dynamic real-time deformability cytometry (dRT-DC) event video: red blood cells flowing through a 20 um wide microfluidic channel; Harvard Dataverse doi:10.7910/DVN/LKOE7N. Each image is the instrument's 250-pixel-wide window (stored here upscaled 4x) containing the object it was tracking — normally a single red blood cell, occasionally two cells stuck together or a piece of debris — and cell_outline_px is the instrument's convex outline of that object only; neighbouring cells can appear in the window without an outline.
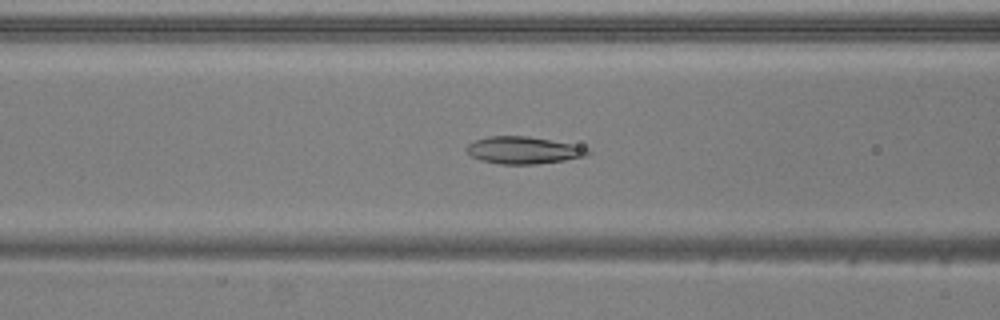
{"species": "common noctule bat (a hibernating species)", "species_latin": "Nyctalus noctula", "temperature_condition": "warm", "stored_images_in_passage": 51, "camera_frame_rate_fps": 3000, "um_per_image_px": 0.085, "animal": {"sex": "male", "body_mass_g": 20.5, "forearm_length_mm": 52.5}, "frame": {"image": 1, "passage_image": 19, "time_ms": 6.0, "image_size_px": [1000, 320], "cell_outline_px": [[592, 152], [588, 156], [564, 160], [536, 164], [500, 164], [480, 160], [472, 156], [464, 148], [468, 144], [476, 140], [488, 136], [528, 136], [572, 144], [588, 148]], "centroid_in_image_um": [44.5, 12.77], "position_along_channel_um": 122.1, "area_um2": 19.19}}
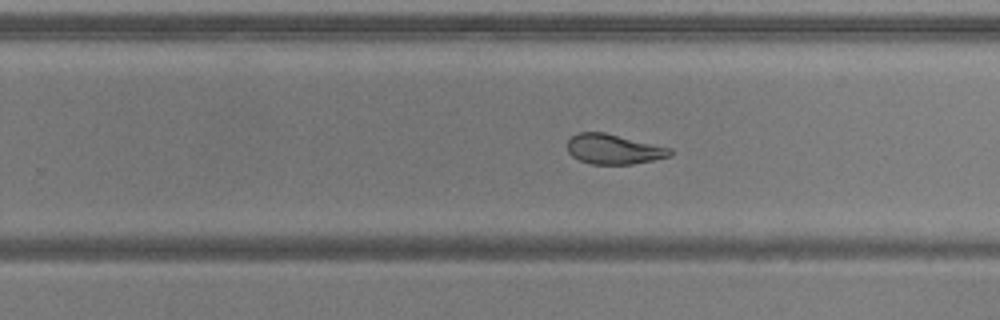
{"frame": {"image": 2, "passage_image": 31, "time_ms": 10.0, "image_size_px": [1000, 320], "cell_outline_px": [[676, 152], [672, 156], [632, 164], [592, 164], [580, 160], [572, 156], [568, 152], [568, 140], [576, 132], [604, 132], [672, 148]], "centroid_in_image_um": [52.2, 12.67], "position_along_channel_um": 277.6, "area_um2": 18.03}}
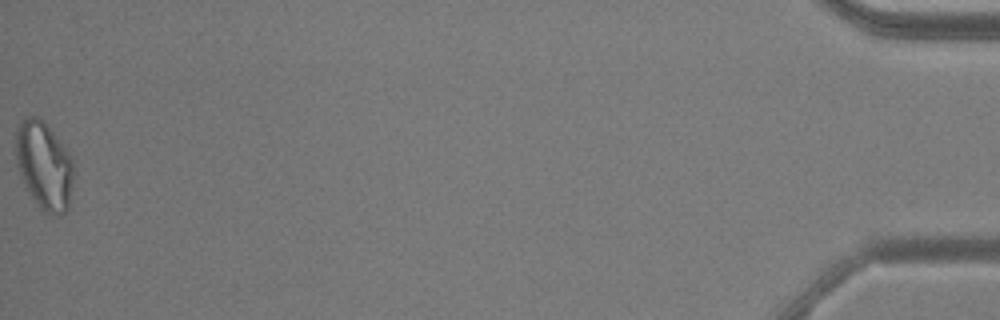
{"frame": {"image": 3, "passage_image": 51, "time_ms": 16.667, "image_size_px": [1000, 320], "cell_outline_px": [[76, 172], [68, 208], [60, 216], [52, 216], [44, 212], [40, 208], [28, 192], [20, 176], [16, 164], [16, 128], [20, 120], [28, 116], [40, 116], [44, 120], [60, 140], [68, 152], [72, 160]], "centroid_in_image_um": [3.77, 14.07], "position_along_channel_um": 431.4, "area_um2": 30.4}, "authors_computed_cell_mechanics": {"area_um2": 21.4438, "velocity_mm_per_s": 3.895, "shape_relaxation_time_tau1_ms": null, "shape_relaxation_time_tau2_ms": 2.0906, "deformation_change_tau1": null, "deformation_change_tau2": 0.0924}}